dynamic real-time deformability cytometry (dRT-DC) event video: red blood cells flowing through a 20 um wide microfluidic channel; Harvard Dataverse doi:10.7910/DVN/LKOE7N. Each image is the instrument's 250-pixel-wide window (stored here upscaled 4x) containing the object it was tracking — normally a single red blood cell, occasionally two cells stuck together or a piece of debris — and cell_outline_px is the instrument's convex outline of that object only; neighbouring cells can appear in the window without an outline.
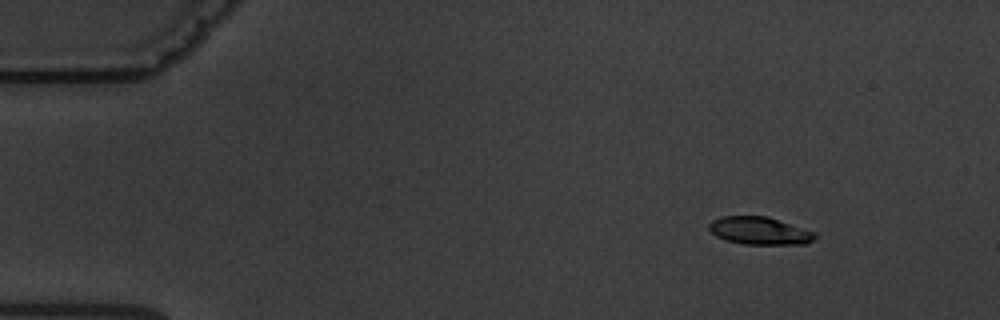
{"species": "common noctule bat (a hibernating species)", "species_latin": "Nyctalus noctula", "temperature_condition": "warm", "stored_images_in_passage": 6, "camera_frame_rate_fps": 3000, "um_per_image_px": 0.085, "animal": {"sex": "male", "body_mass_g": 19.5, "forearm_length_mm": 54.6}, "frame": {"image": 1, "passage_image": 2, "time_ms": 2.0, "image_size_px": [1000, 320], "cell_outline_px": [[816, 236], [812, 240], [804, 244], [744, 244], [724, 240], [716, 236], [708, 228], [708, 224], [712, 220], [720, 216], [768, 216], [816, 232]], "centroid_in_image_um": [64.54, 19.61], "position_along_channel_um": 20.5, "area_um2": 17.17}}
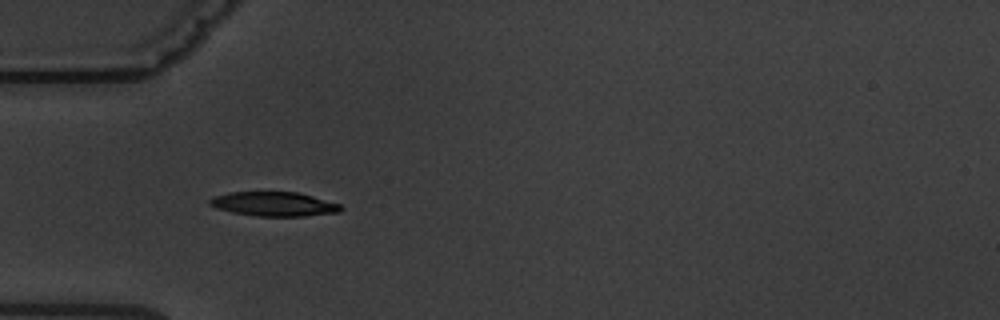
{"frame": {"image": 2, "passage_image": 5, "time_ms": 5.667, "image_size_px": [1000, 320], "cell_outline_px": [[344, 208], [340, 212], [304, 216], [256, 216], [232, 212], [216, 208], [208, 204], [208, 200], [216, 196], [232, 192], [296, 192], [312, 196], [340, 204]], "centroid_in_image_um": [23.3, 17.35], "position_along_channel_um": 61.7, "area_um2": 18.44}}
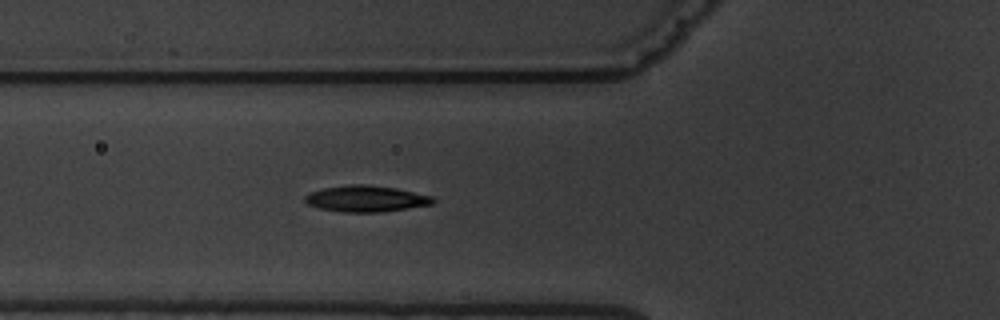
{"frame": {"image": 3, "passage_image": 6, "time_ms": 6.667, "image_size_px": [1000, 320], "cell_outline_px": [[436, 200], [432, 204], [380, 212], [340, 212], [320, 208], [308, 204], [304, 200], [304, 196], [312, 192], [324, 188], [348, 184], [368, 184], [396, 188], [432, 196]], "centroid_in_image_um": [31.11, 16.88], "position_along_channel_um": 94.7, "area_um2": 19.48}}